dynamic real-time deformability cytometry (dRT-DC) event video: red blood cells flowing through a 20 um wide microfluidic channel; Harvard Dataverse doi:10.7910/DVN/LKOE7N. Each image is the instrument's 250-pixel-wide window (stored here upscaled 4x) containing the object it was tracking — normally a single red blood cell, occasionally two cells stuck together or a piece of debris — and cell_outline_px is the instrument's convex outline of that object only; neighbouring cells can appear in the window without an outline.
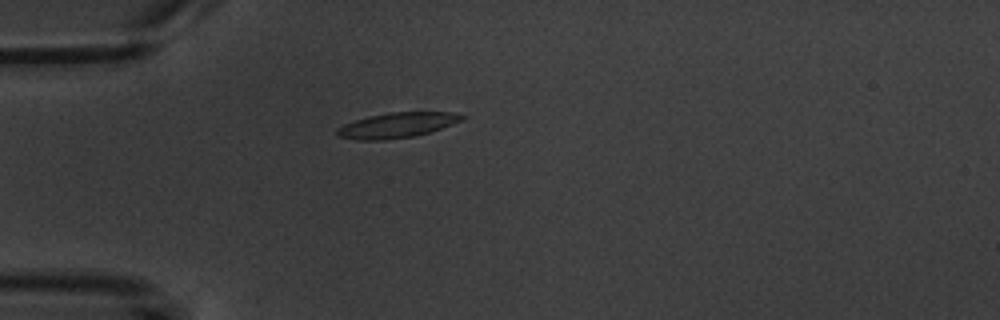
{"species": "common noctule bat (a hibernating species)", "species_latin": "Nyctalus noctula", "temperature_condition": "warm", "stored_images_in_passage": 5, "camera_frame_rate_fps": 3000, "um_per_image_px": 0.085, "animal": {"sex": "male", "body_mass_g": 20.1, "forearm_length_mm": 53.5}, "frame": {"image": 1, "passage_image": 4, "time_ms": 5.0, "image_size_px": [1000, 320], "cell_outline_px": [[468, 116], [452, 124], [428, 132], [412, 136], [384, 140], [360, 140], [336, 136], [336, 128], [344, 124], [368, 116], [388, 112], [452, 112]], "centroid_in_image_um": [33.7, 10.63], "position_along_channel_um": 51.3, "area_um2": 18.15}}